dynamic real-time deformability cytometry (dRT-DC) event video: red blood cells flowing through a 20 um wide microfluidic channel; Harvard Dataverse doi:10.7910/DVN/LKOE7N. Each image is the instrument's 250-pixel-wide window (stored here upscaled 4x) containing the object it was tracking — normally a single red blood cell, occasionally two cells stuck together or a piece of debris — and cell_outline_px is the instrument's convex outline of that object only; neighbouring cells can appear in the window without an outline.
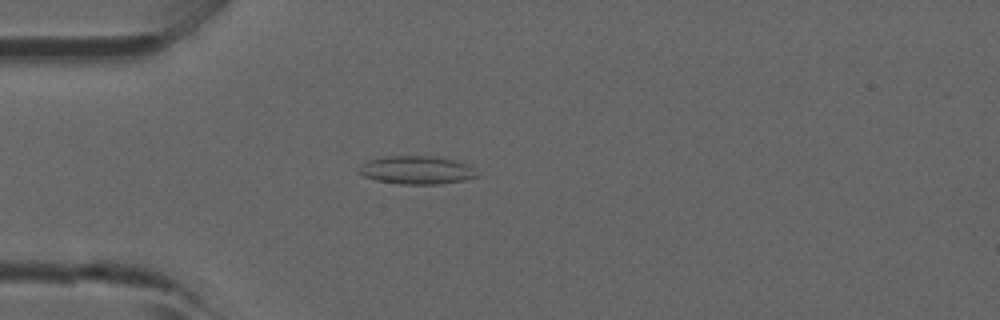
{"species": "common noctule bat (a hibernating species)", "species_latin": "Nyctalus noctula", "temperature_condition": "room temperature", "stored_images_in_passage": 46, "camera_frame_rate_fps": 3000, "um_per_image_px": 0.085, "animal": {"sex": "male", "forearm_length_mm": 52.5}, "frame": {"image": 1, "passage_image": 13, "time_ms": 4.0, "image_size_px": [1000, 320], "cell_outline_px": [[480, 176], [464, 180], [440, 184], [400, 184], [376, 180], [364, 176], [356, 172], [356, 168], [368, 160], [388, 156], [432, 156], [452, 160], [468, 164]], "centroid_in_image_um": [35.38, 14.46], "position_along_channel_um": 49.6, "area_um2": 19.42}}
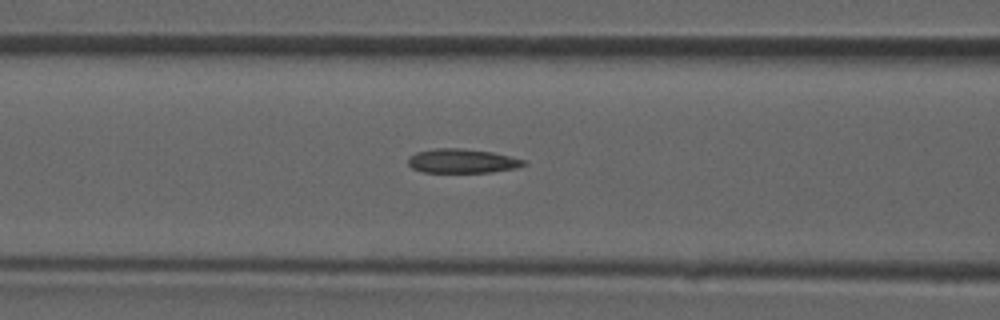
{"frame": {"image": 2, "passage_image": 19, "time_ms": 6.0, "image_size_px": [1000, 320], "cell_outline_px": [[528, 164], [516, 168], [492, 172], [424, 172], [412, 168], [408, 164], [408, 156], [416, 152], [436, 148], [460, 148], [492, 152], [528, 160]], "centroid_in_image_um": [39.31, 13.68], "position_along_channel_um": 127.3, "area_um2": 16.42}}
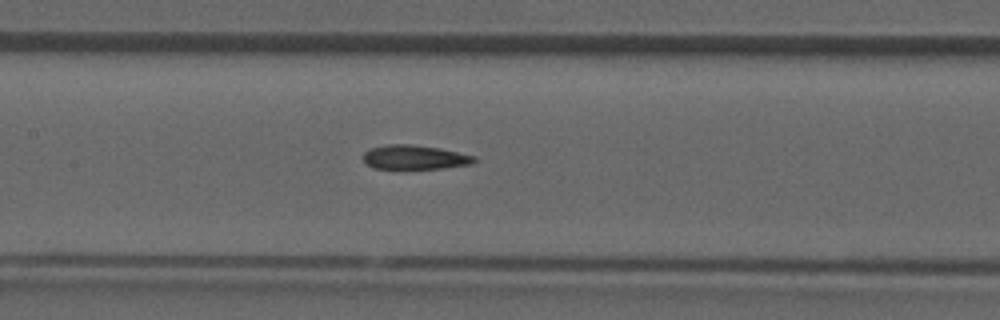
{"frame": {"image": 3, "passage_image": 22, "time_ms": 7.0, "image_size_px": [1000, 320], "cell_outline_px": [[476, 160], [472, 164], [440, 168], [372, 168], [364, 164], [364, 152], [368, 148], [384, 144], [412, 144], [440, 148], [476, 156]], "centroid_in_image_um": [35.21, 13.35], "position_along_channel_um": 172.2, "area_um2": 15.78}}